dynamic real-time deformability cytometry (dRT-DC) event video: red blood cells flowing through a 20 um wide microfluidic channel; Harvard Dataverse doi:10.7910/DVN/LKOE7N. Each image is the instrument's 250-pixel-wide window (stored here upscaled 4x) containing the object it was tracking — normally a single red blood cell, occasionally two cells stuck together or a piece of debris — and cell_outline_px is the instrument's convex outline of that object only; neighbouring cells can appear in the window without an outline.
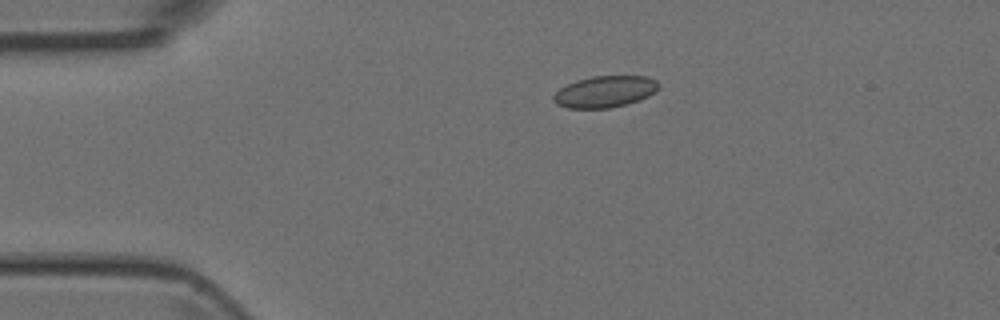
{"species": "Egyptian fruit bat (a non-hibernating species)", "species_latin": "Rousettus aegyptiacus", "temperature_condition": "room temperature", "stored_images_in_passage": 5, "camera_frame_rate_fps": 3000, "um_per_image_px": 0.085, "animal": {"sex": "female"}, "frame": {"image": 1, "passage_image": 4, "time_ms": 1.0, "image_size_px": [1000, 320], "cell_outline_px": [[660, 88], [656, 92], [640, 100], [608, 108], [568, 108], [556, 104], [552, 100], [552, 96], [560, 88], [576, 80], [592, 76], [648, 76], [656, 80], [660, 84]], "centroid_in_image_um": [51.44, 7.78], "position_along_channel_um": 33.6, "area_um2": 19.42}}
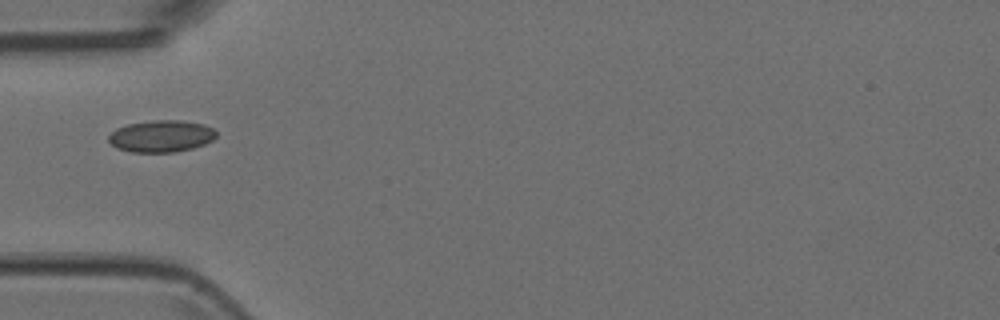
{"frame": {"image": 2, "passage_image": 5, "time_ms": 1.333, "image_size_px": [1000, 320], "cell_outline_px": [[216, 136], [212, 140], [204, 144], [192, 148], [172, 152], [132, 152], [116, 148], [108, 140], [108, 136], [116, 128], [128, 124], [152, 120], [180, 120], [204, 124], [212, 128], [216, 132]], "centroid_in_image_um": [13.69, 11.57], "position_along_channel_um": 71.3, "area_um2": 19.94}}